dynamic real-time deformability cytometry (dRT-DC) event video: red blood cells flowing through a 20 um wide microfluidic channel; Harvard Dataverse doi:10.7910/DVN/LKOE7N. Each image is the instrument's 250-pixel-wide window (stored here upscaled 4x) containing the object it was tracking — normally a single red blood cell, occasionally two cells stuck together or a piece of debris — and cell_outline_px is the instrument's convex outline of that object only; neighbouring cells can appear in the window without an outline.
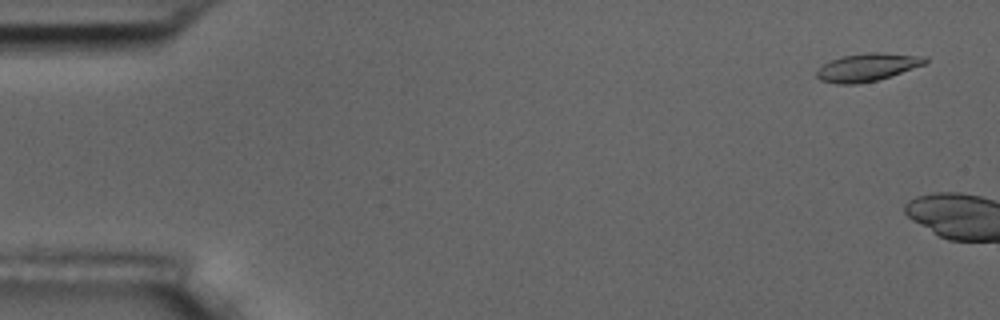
{"species": "common noctule bat (a hibernating species)", "species_latin": "Nyctalus noctula", "temperature_condition": "room temperature", "stored_images_in_passage": 2, "camera_frame_rate_fps": 3000, "um_per_image_px": 0.085, "animal": {"sex": "male", "body_mass_g": 17.5, "forearm_length_mm": 52.3}, "frame": {"image": 1, "passage_image": 1, "time_ms": 0.0, "image_size_px": [1000, 320], "cell_outline_px": [[928, 60], [924, 64], [892, 76], [876, 80], [856, 84], [836, 84], [820, 80], [816, 76], [816, 72], [824, 64], [832, 60], [844, 56], [868, 52], [880, 52], [928, 56]], "centroid_in_image_um": [73.76, 5.71], "position_along_channel_um": 11.2, "area_um2": 17.57}}